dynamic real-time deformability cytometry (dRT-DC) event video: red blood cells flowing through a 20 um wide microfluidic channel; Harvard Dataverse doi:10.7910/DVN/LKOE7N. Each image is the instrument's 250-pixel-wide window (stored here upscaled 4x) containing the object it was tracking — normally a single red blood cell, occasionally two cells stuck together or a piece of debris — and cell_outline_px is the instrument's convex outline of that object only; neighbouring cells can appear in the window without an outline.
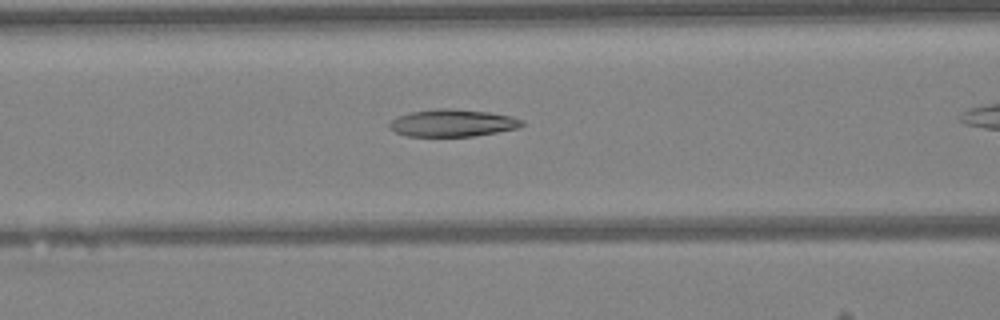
{"species": "Egyptian fruit bat (a non-hibernating species)", "species_latin": "Rousettus aegyptiacus", "temperature_condition": "warm", "stored_images_in_passage": 26, "camera_frame_rate_fps": 3000, "um_per_image_px": 0.085, "animal": {"sex": "female"}, "frame": {"image": 1, "passage_image": 8, "time_ms": 2.333, "image_size_px": [1000, 320], "cell_outline_px": [[524, 124], [520, 128], [476, 136], [408, 136], [396, 132], [388, 128], [388, 124], [392, 120], [400, 116], [412, 112], [440, 108], [448, 108], [488, 112], [512, 116], [524, 120]], "centroid_in_image_um": [38.52, 10.46], "position_along_channel_um": 128.1, "area_um2": 21.04}}
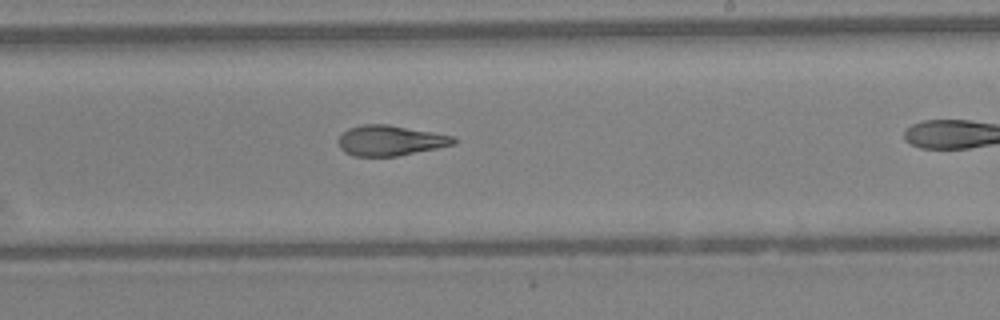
{"frame": {"image": 2, "passage_image": 17, "time_ms": 5.333, "image_size_px": [1000, 320], "cell_outline_px": [[460, 140], [456, 144], [396, 156], [352, 156], [344, 152], [340, 148], [340, 136], [348, 128], [364, 124], [388, 124], [456, 136]], "centroid_in_image_um": [33.23, 11.94], "position_along_channel_um": 255.8, "area_um2": 20.4}}
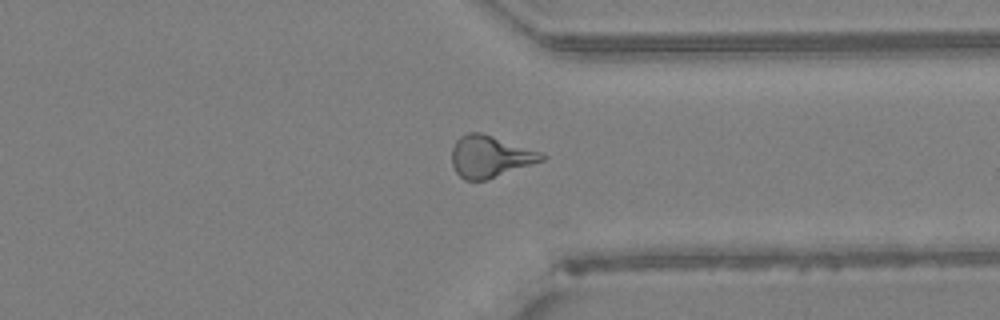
{"frame": {"image": 3, "passage_image": 25, "time_ms": 8.0, "image_size_px": [1000, 320], "cell_outline_px": [[548, 156], [544, 160], [484, 180], [464, 180], [456, 172], [452, 164], [452, 148], [456, 140], [460, 136], [468, 132], [480, 132], [540, 152]], "centroid_in_image_um": [41.62, 13.3], "position_along_channel_um": 369.8, "area_um2": 21.5}}